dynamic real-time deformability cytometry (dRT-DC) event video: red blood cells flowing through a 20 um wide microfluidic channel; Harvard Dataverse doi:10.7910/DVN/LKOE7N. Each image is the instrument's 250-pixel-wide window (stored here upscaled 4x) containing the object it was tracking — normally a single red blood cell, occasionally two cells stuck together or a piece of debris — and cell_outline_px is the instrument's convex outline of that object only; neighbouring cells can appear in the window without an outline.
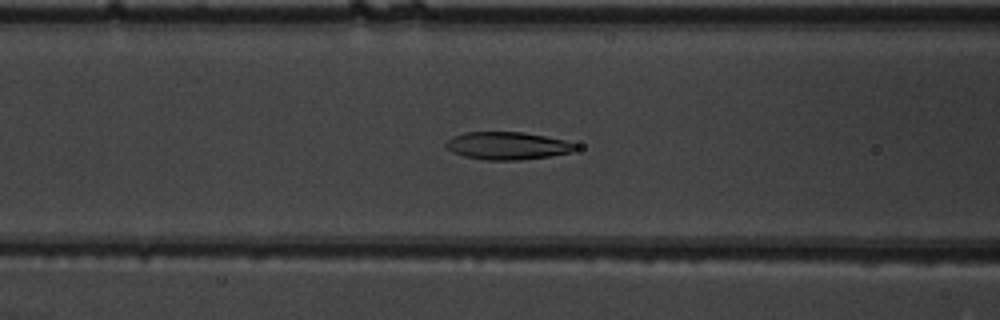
{"species": "common noctule bat (a hibernating species)", "species_latin": "Nyctalus noctula", "temperature_condition": "warm", "stored_images_in_passage": 43, "camera_frame_rate_fps": 3000, "um_per_image_px": 0.085, "animal": {"sex": "male", "body_mass_g": 19.5, "forearm_length_mm": 54.6}, "frame": {"image": 1, "passage_image": 12, "time_ms": 3.667, "image_size_px": [1000, 320], "cell_outline_px": [[580, 148], [572, 152], [548, 156], [520, 160], [484, 160], [464, 156], [452, 152], [444, 144], [452, 136], [464, 132], [524, 132], [564, 140], [580, 144]], "centroid_in_image_um": [43.16, 12.38], "position_along_channel_um": 123.4, "area_um2": 21.04}}
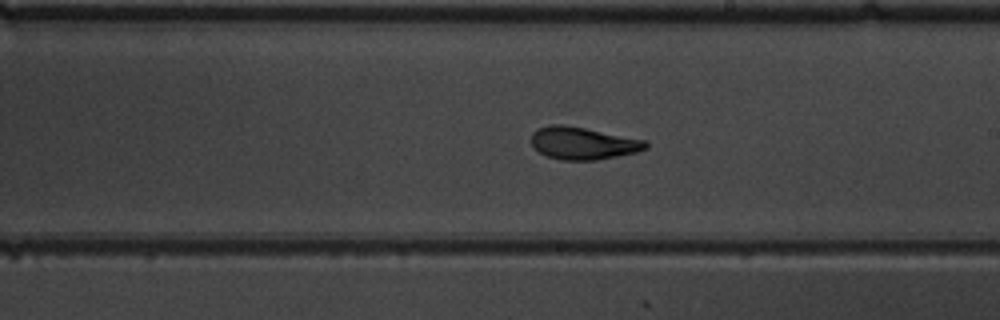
{"frame": {"image": 2, "passage_image": 21, "time_ms": 6.667, "image_size_px": [1000, 320], "cell_outline_px": [[648, 148], [636, 152], [596, 160], [560, 160], [548, 156], [540, 152], [532, 144], [532, 132], [536, 128], [552, 124], [560, 124], [584, 128], [648, 140]], "centroid_in_image_um": [49.57, 12.17], "position_along_channel_um": 239.4, "area_um2": 21.56}}
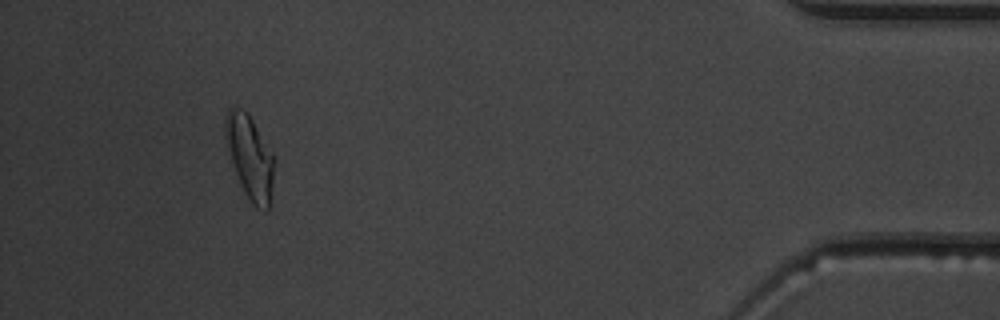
{"frame": {"image": 3, "passage_image": 39, "time_ms": 12.667, "image_size_px": [1000, 320], "cell_outline_px": [[276, 160], [268, 212], [264, 212], [256, 208], [252, 204], [244, 192], [236, 172], [232, 160], [224, 132], [224, 120], [228, 108], [240, 108], [252, 120], [276, 156]], "centroid_in_image_um": [21.29, 13.39], "position_along_channel_um": 413.9, "area_um2": 23.7}, "authors_computed_cell_mechanics": {"area_um2": 21.5594, "velocity_mm_per_s": 3.8816, "shape_relaxation_time_tau1_ms": 7.1557, "shape_relaxation_time_tau2_ms": 1.9647, "deformation_change_tau1": 0.2112, "deformation_change_tau2": 0.0729}}